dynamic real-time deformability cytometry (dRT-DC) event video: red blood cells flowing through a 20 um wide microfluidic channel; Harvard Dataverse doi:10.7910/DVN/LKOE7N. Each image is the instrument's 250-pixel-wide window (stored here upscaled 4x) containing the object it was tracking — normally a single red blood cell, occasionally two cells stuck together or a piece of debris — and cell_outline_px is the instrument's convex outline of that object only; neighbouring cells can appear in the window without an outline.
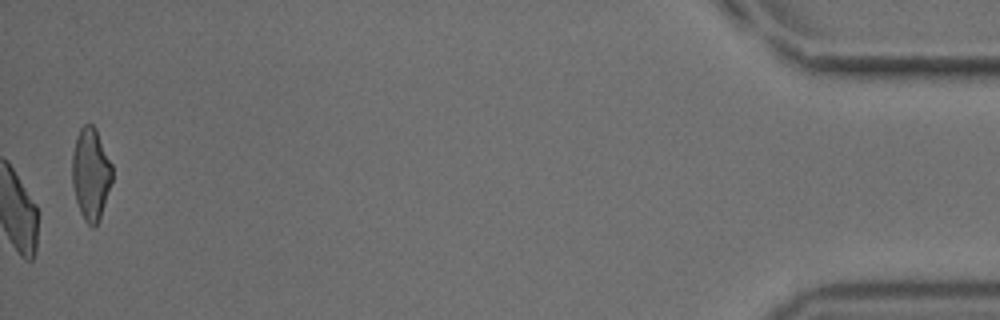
{"species": "common noctule bat (a hibernating species)", "species_latin": "Nyctalus noctula", "temperature_condition": "cold", "stored_images_in_passage": 53, "camera_frame_rate_fps": 3000, "um_per_image_px": 0.085, "animal": {"sex": "male", "body_mass_g": 18.8}, "frame": {"image": 1, "passage_image": 53, "time_ms": 17.333, "image_size_px": [1000, 320], "cell_outline_px": [[112, 180], [100, 220], [92, 228], [84, 220], [80, 212], [76, 200], [72, 184], [72, 152], [76, 136], [80, 128], [84, 124], [92, 124], [96, 128], [112, 164]], "centroid_in_image_um": [7.71, 14.77], "position_along_channel_um": 427.5, "area_um2": 21.68}, "authors_computed_cell_mechanics": {"area_um2": 23.5824, "velocity_mm_per_s": 3.7933, "shape_relaxation_time_tau1_ms": null, "shape_relaxation_time_tau2_ms": 3.2232, "deformation_change_tau1": null, "deformation_change_tau2": 0.1058}}